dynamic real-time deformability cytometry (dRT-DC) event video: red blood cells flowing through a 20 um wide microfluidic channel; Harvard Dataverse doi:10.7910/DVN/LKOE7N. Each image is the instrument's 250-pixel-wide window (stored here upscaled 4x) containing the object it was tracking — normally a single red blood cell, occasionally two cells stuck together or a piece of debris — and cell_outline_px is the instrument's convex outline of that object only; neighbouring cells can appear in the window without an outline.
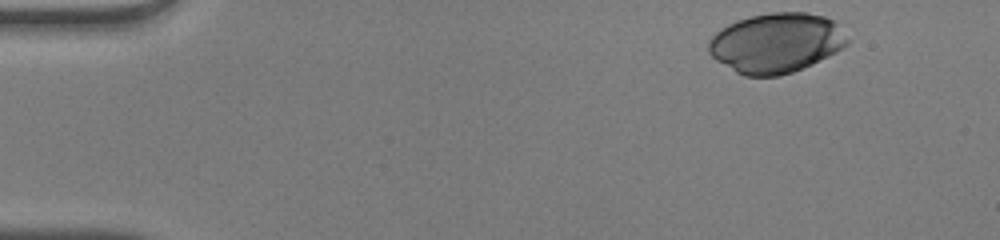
{"species": "human", "species_latin": "Homo sapiens", "temperature_condition": "warm", "stored_images_in_passage": 46, "camera_frame_rate_fps": 3000, "um_per_image_px": 0.085, "donor": {"sex": "male"}, "frame": {"image": 1, "passage_image": 1, "time_ms": 0.0, "image_size_px": [1000, 240], "cell_outline_px": [[848, 44], [844, 48], [836, 52], [792, 72], [780, 76], [744, 76], [736, 72], [716, 60], [708, 52], [708, 40], [720, 28], [736, 20], [752, 16], [772, 12], [808, 12], [824, 16], [832, 20], [836, 24], [848, 40]], "centroid_in_image_um": [65.94, 3.64], "position_along_channel_um": 19.1, "area_um2": 48.15}}
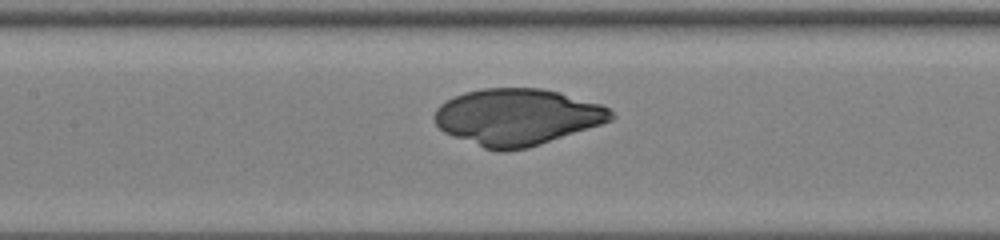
{"frame": {"image": 2, "passage_image": 20, "time_ms": 6.333, "image_size_px": [1000, 240], "cell_outline_px": [[616, 116], [612, 120], [528, 148], [504, 152], [496, 152], [484, 148], [452, 136], [444, 132], [436, 124], [432, 116], [436, 108], [440, 104], [464, 92], [480, 88], [540, 88], [560, 92], [600, 104], [608, 108]], "centroid_in_image_um": [43.92, 9.95], "position_along_channel_um": 163.5, "area_um2": 58.2}}
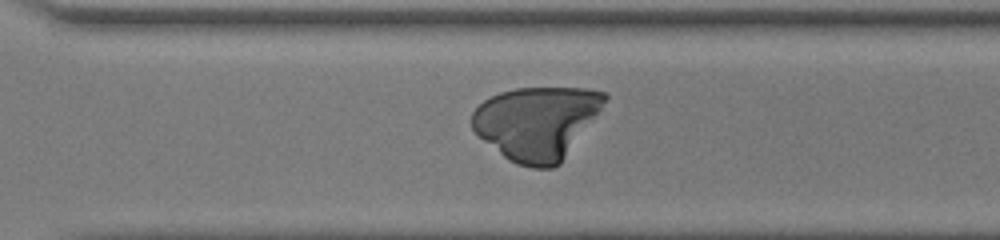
{"frame": {"image": 3, "passage_image": 32, "time_ms": 10.333, "image_size_px": [1000, 240], "cell_outline_px": [[608, 96], [600, 108], [560, 164], [552, 168], [532, 168], [516, 164], [508, 160], [484, 140], [472, 128], [472, 112], [484, 100], [500, 92], [516, 88], [588, 88], [604, 92]], "centroid_in_image_um": [45.59, 10.43], "position_along_channel_um": 325.0, "area_um2": 55.66}}